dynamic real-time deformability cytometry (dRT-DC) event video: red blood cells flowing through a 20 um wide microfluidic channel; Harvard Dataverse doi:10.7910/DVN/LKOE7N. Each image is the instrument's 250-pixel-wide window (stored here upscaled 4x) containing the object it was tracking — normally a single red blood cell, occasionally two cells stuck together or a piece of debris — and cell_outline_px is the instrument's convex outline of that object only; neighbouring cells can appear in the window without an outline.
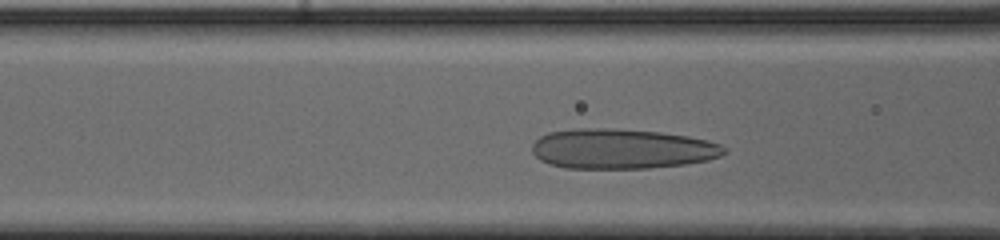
{"species": "human", "species_latin": "Homo sapiens", "temperature_condition": "cold", "stored_images_in_passage": 30, "camera_frame_rate_fps": 3000, "um_per_image_px": 0.085, "donor": {"sex": "male"}, "frame": {"image": 1, "passage_image": 8, "time_ms": 2.333, "image_size_px": [1000, 240], "cell_outline_px": [[728, 152], [720, 156], [708, 160], [684, 164], [648, 168], [564, 168], [548, 164], [540, 160], [532, 152], [532, 144], [540, 136], [548, 132], [576, 128], [612, 128], [660, 132], [688, 136], [708, 140], [720, 144]], "centroid_in_image_um": [52.83, 12.65], "position_along_channel_um": 113.8, "area_um2": 44.97}}
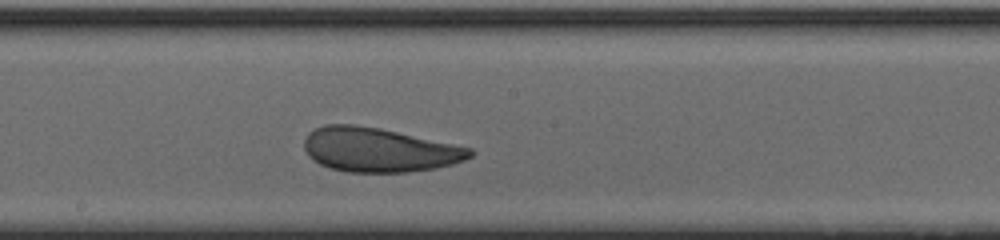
{"frame": {"image": 2, "passage_image": 16, "time_ms": 5.0, "image_size_px": [1000, 240], "cell_outline_px": [[476, 152], [472, 156], [464, 160], [452, 164], [436, 168], [408, 172], [348, 172], [328, 168], [320, 164], [308, 156], [304, 148], [304, 140], [308, 132], [324, 124], [356, 124], [380, 128], [472, 148]], "centroid_in_image_um": [32.2, 12.73], "position_along_channel_um": 216.0, "area_um2": 42.89}}
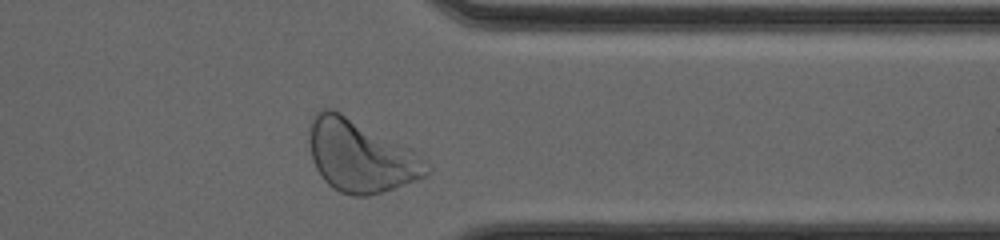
{"frame": {"image": 3, "passage_image": 29, "time_ms": 9.333, "image_size_px": [1000, 240], "cell_outline_px": [[432, 172], [424, 176], [392, 188], [368, 196], [352, 196], [340, 192], [332, 188], [324, 180], [316, 168], [312, 160], [308, 144], [308, 132], [312, 116], [320, 108], [332, 108], [340, 112], [432, 168]], "centroid_in_image_um": [30.44, 13.3], "position_along_channel_um": 381.0, "area_um2": 46.88}, "authors_computed_cell_mechanics": {"area_um2": 43.061, "velocity_mm_per_s": 3.8424, "shape_relaxation_time_tau1_ms": 3.7967, "shape_relaxation_time_tau2_ms": 1.1294, "deformation_change_tau1": 0.1516, "deformation_change_tau2": 0.0751}}